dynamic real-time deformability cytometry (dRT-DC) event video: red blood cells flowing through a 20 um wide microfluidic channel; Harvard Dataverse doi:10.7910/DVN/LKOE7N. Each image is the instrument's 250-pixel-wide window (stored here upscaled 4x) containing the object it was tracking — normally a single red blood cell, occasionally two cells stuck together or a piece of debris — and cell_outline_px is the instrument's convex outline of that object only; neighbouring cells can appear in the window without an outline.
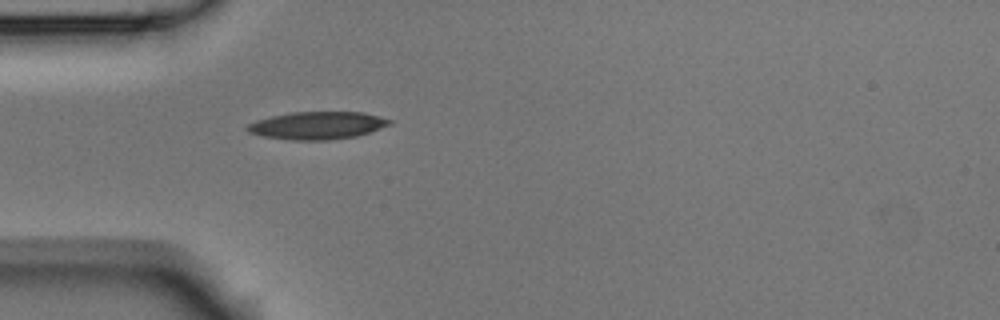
{"species": "Egyptian fruit bat (a non-hibernating species)", "species_latin": "Rousettus aegyptiacus", "temperature_condition": "room temperature", "stored_images_in_passage": 3, "camera_frame_rate_fps": 3000, "um_per_image_px": 0.085, "animal": {"sex": "male"}, "frame": {"image": 1, "passage_image": 3, "time_ms": 0.667, "image_size_px": [1000, 320], "cell_outline_px": [[392, 124], [356, 136], [328, 140], [292, 140], [264, 136], [248, 132], [244, 128], [248, 124], [256, 120], [272, 116], [292, 112], [364, 112], [392, 120]], "centroid_in_image_um": [26.96, 10.66], "position_along_channel_um": 58.0, "area_um2": 22.77}}